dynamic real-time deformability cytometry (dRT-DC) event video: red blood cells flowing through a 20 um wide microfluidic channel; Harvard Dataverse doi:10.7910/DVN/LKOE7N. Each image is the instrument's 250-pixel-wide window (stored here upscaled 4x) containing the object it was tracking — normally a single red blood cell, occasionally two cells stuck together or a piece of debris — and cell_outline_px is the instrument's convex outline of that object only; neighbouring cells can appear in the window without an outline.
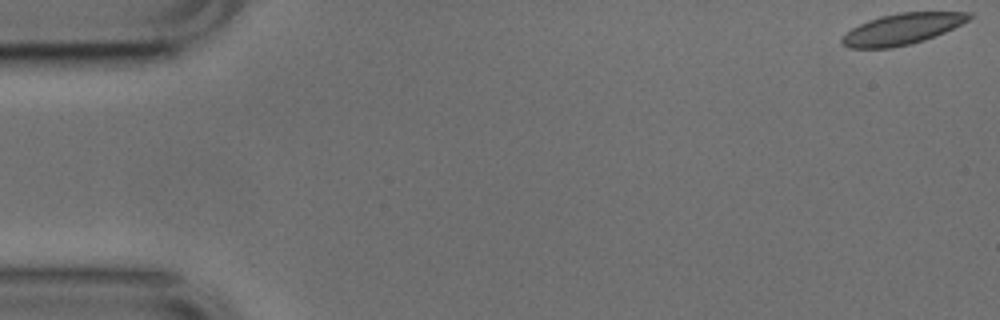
{"species": "common noctule bat (a hibernating species)", "species_latin": "Nyctalus noctula", "temperature_condition": "cold", "stored_images_in_passage": 53, "camera_frame_rate_fps": 3000, "um_per_image_px": 0.085, "animal": {"sex": "male", "body_mass_g": 17.9, "forearm_length_mm": 54.2}, "frame": {"image": 1, "passage_image": 1, "time_ms": 0.0, "image_size_px": [1000, 320], "cell_outline_px": [[972, 16], [968, 20], [944, 32], [924, 40], [892, 48], [848, 48], [840, 44], [840, 36], [852, 28], [868, 20], [880, 16], [900, 12], [972, 12]], "centroid_in_image_um": [76.61, 2.47], "position_along_channel_um": 8.4, "area_um2": 22.95}}
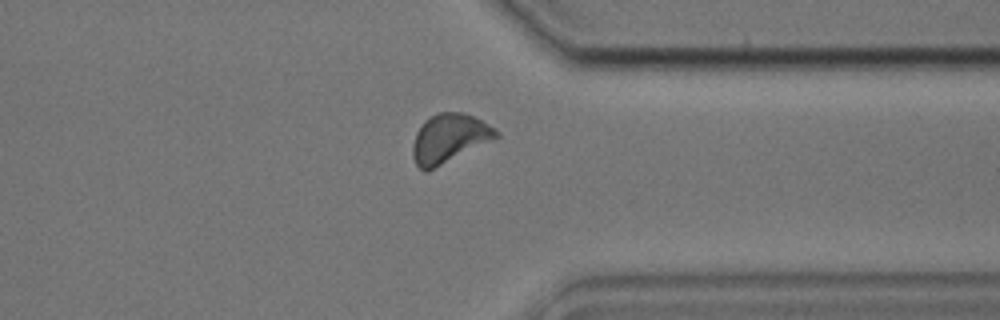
{"frame": {"image": 2, "passage_image": 41, "time_ms": 13.333, "image_size_px": [1000, 320], "cell_outline_px": [[500, 136], [428, 172], [424, 172], [416, 164], [412, 156], [412, 144], [416, 132], [424, 120], [440, 112], [464, 112], [496, 128], [500, 132]], "centroid_in_image_um": [38.17, 11.77], "position_along_channel_um": 373.2, "area_um2": 23.81}}
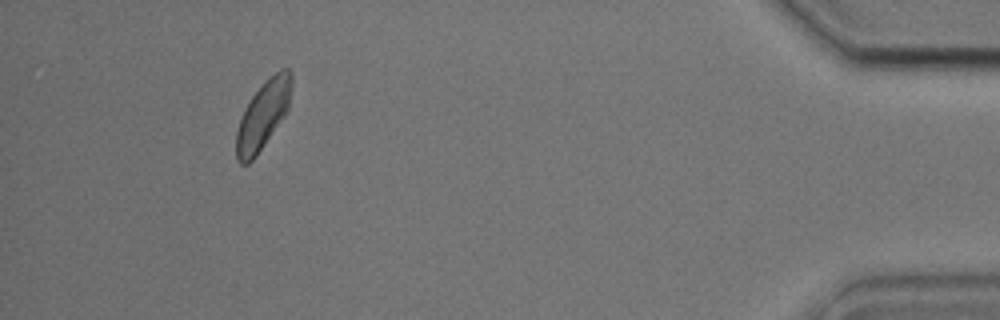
{"frame": {"image": 3, "passage_image": 49, "time_ms": 16.0, "image_size_px": [1000, 320], "cell_outline_px": [[292, 84], [288, 108], [284, 116], [256, 156], [248, 164], [240, 164], [236, 160], [236, 132], [244, 108], [252, 96], [280, 68], [288, 68], [292, 72]], "centroid_in_image_um": [22.35, 9.8], "position_along_channel_um": 412.8, "area_um2": 21.56}, "authors_computed_cell_mechanics": {"area_um2": 22.831, "velocity_mm_per_s": 3.7346, "shape_relaxation_time_tau1_ms": null, "shape_relaxation_time_tau2_ms": 2.3604, "deformation_change_tau1": null, "deformation_change_tau2": 0.0723}}